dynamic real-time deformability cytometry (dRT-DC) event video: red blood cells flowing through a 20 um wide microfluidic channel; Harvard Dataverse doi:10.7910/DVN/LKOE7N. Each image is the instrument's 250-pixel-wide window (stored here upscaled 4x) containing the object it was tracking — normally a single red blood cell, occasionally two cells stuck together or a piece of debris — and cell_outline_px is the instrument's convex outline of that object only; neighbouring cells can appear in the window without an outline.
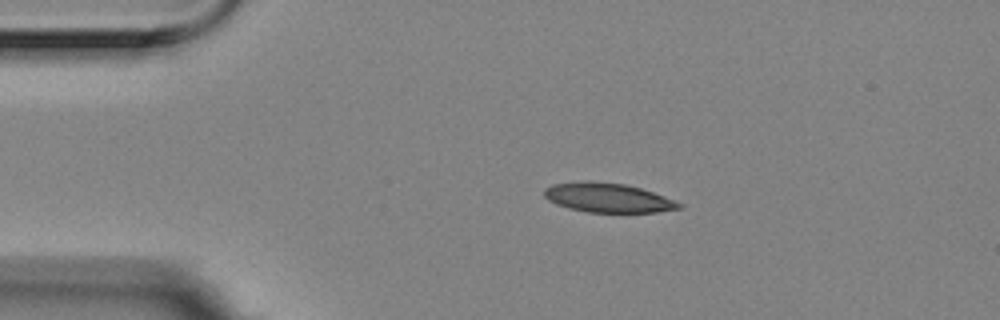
{"species": "Egyptian fruit bat (a non-hibernating species)", "species_latin": "Rousettus aegyptiacus", "temperature_condition": "room temperature", "stored_images_in_passage": 5, "camera_frame_rate_fps": 3000, "um_per_image_px": 0.085, "animal": {"sex": "female"}, "frame": {"image": 1, "passage_image": 3, "time_ms": 0.667, "image_size_px": [1000, 320], "cell_outline_px": [[684, 204], [680, 208], [656, 212], [588, 212], [568, 208], [556, 204], [548, 200], [544, 196], [544, 188], [552, 184], [584, 180], [588, 180], [624, 184], [640, 188], [664, 196]], "centroid_in_image_um": [51.63, 16.8], "position_along_channel_um": 33.4, "area_um2": 23.06}}
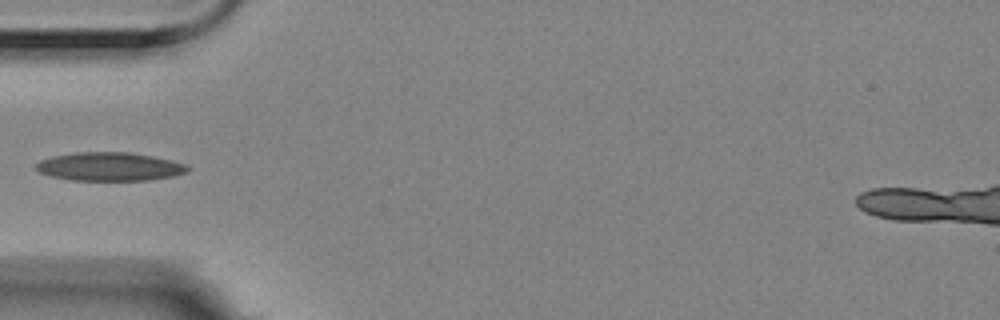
{"frame": {"image": 2, "passage_image": 5, "time_ms": 1.333, "image_size_px": [1000, 320], "cell_outline_px": [[192, 168], [188, 172], [172, 176], [148, 180], [72, 180], [52, 176], [40, 172], [36, 168], [36, 164], [40, 160], [52, 156], [76, 152], [128, 152], [152, 156], [172, 160], [184, 164]], "centroid_in_image_um": [9.34, 14.16], "position_along_channel_um": 75.7, "area_um2": 25.09}}